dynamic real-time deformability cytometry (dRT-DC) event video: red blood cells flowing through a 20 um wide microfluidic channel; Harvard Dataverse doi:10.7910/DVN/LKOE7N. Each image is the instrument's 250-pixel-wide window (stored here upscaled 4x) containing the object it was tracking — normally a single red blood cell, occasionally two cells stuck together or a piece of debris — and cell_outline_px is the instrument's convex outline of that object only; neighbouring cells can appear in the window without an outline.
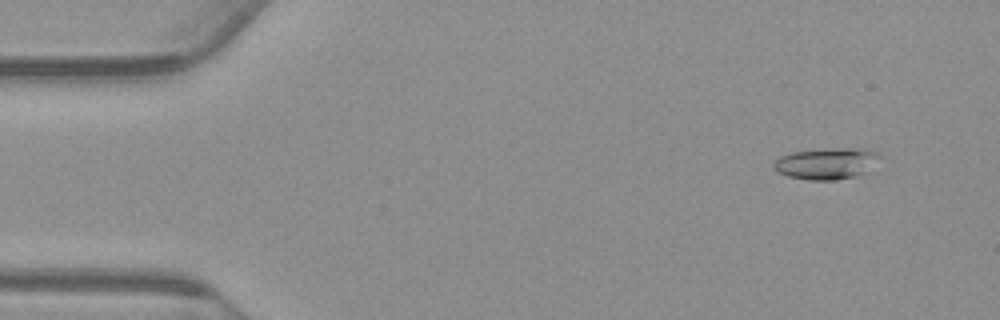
{"species": "common noctule bat (a hibernating species)", "species_latin": "Nyctalus noctula", "temperature_condition": "warm", "stored_images_in_passage": 55, "camera_frame_rate_fps": 3000, "um_per_image_px": 0.085, "animal": {"sex": "male", "body_mass_g": 23.1, "forearm_length_mm": 52.7}, "frame": {"image": 1, "passage_image": 5, "time_ms": 1.333, "image_size_px": [1000, 320], "cell_outline_px": [[880, 156], [872, 172], [856, 176], [836, 180], [808, 180], [788, 176], [776, 172], [772, 168], [772, 164], [780, 156], [792, 152], [824, 148], [860, 148], [880, 152]], "centroid_in_image_um": [70.3, 13.9], "position_along_channel_um": 14.7, "area_um2": 20.0}}
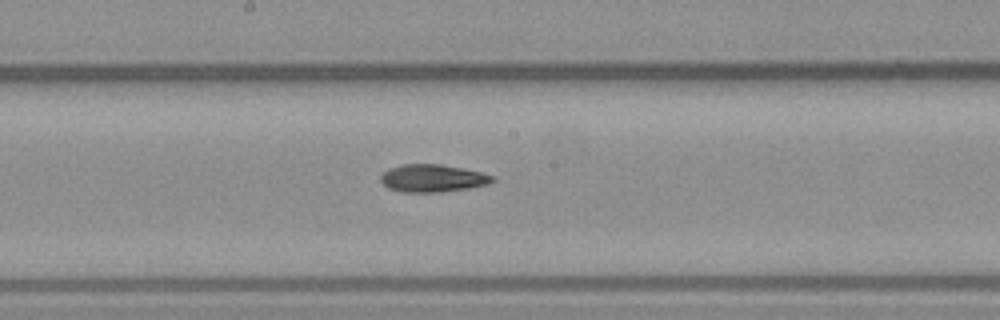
{"frame": {"image": 2, "passage_image": 29, "time_ms": 9.333, "image_size_px": [1000, 320], "cell_outline_px": [[496, 180], [488, 184], [468, 188], [440, 192], [404, 192], [388, 188], [380, 180], [380, 176], [388, 168], [404, 164], [440, 164], [480, 172], [496, 176]], "centroid_in_image_um": [36.78, 15.15], "position_along_channel_um": 211.4, "area_um2": 17.92}}
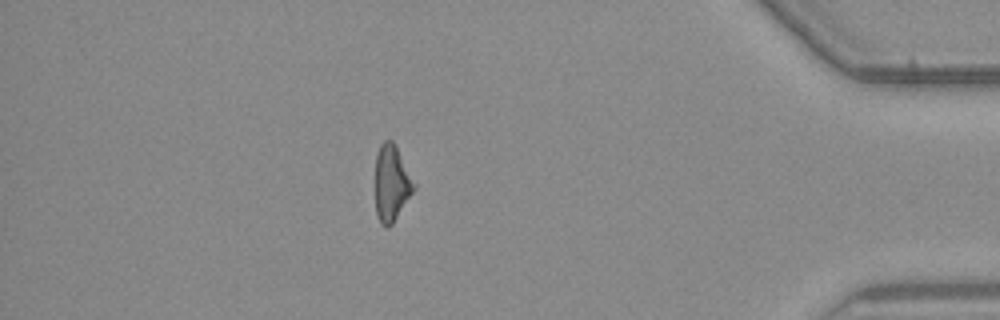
{"frame": {"image": 3, "passage_image": 48, "time_ms": 15.667, "image_size_px": [1000, 320], "cell_outline_px": [[416, 188], [392, 224], [388, 228], [380, 224], [376, 212], [376, 152], [380, 144], [384, 140], [392, 140], [396, 144], [416, 184]], "centroid_in_image_um": [33.29, 15.54], "position_along_channel_um": 401.9, "area_um2": 17.34}}